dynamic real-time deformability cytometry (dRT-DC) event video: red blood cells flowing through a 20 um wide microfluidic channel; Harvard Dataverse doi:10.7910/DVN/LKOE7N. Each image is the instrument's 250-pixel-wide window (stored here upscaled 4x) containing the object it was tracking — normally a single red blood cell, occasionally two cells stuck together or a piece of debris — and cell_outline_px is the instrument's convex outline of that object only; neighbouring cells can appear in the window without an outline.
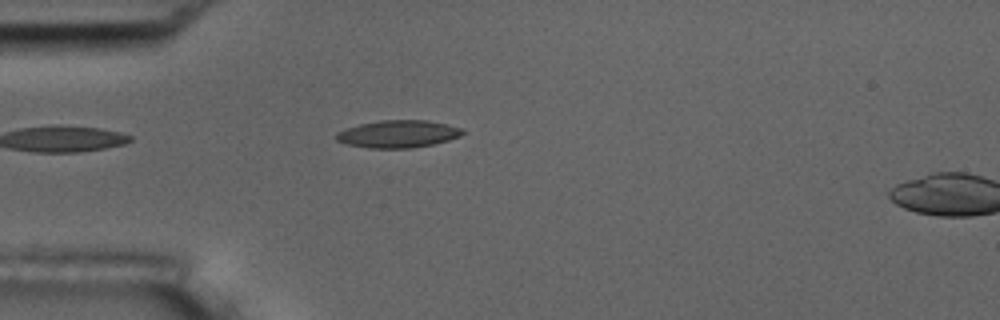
{"species": "common noctule bat (a hibernating species)", "species_latin": "Nyctalus noctula", "temperature_condition": "room temperature", "stored_images_in_passage": 6, "segment_of_instrument_passage": [1, 2], "camera_frame_rate_fps": 3000, "um_per_image_px": 0.085, "animal": {"sex": "male", "body_mass_g": 17.5, "forearm_length_mm": 52.3}, "frame": {"image": 1, "passage_image": 5, "time_ms": 4.667, "image_size_px": [1000, 320], "cell_outline_px": [[464, 132], [460, 136], [448, 140], [432, 144], [412, 148], [368, 148], [348, 144], [336, 140], [336, 132], [344, 128], [360, 124], [380, 120], [428, 120], [448, 124], [464, 128]], "centroid_in_image_um": [33.84, 11.38], "position_along_channel_um": 51.2, "area_um2": 20.29}}